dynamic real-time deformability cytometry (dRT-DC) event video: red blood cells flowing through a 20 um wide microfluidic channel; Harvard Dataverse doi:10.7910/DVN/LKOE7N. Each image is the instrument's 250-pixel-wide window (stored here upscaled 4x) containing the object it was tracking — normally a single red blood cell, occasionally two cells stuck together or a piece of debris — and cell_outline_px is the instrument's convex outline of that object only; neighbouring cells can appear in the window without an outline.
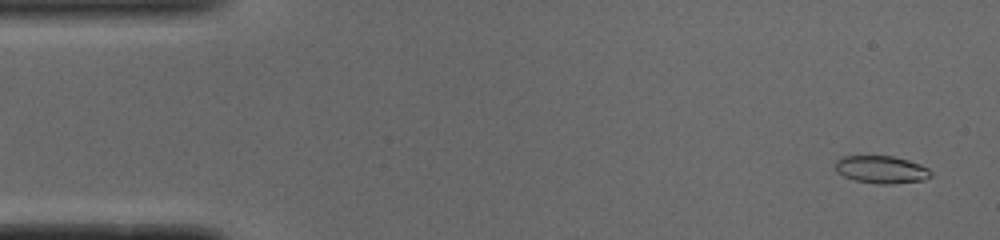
{"species": "common noctule bat (a hibernating species)", "species_latin": "Nyctalus noctula", "temperature_condition": "cold", "stored_images_in_passage": 51, "segment_of_instrument_passage": [1, 2], "camera_frame_rate_fps": 3000, "um_per_image_px": 0.085, "animal": {"sex": "male", "body_mass_g": 19.0, "forearm_length_mm": 50.8}, "frame": {"image": 1, "passage_image": 1, "time_ms": 0.0, "image_size_px": [1000, 240], "cell_outline_px": [[932, 176], [924, 180], [892, 184], [876, 184], [856, 180], [844, 176], [836, 168], [836, 160], [844, 156], [892, 156], [908, 160], [920, 164], [928, 168], [932, 172]], "centroid_in_image_um": [74.97, 14.41], "position_along_channel_um": 10.0, "area_um2": 15.26}}
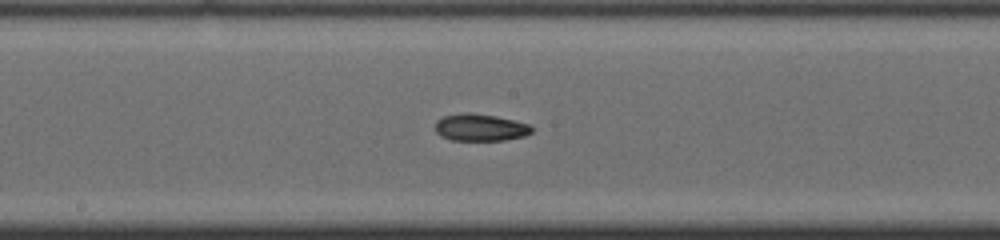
{"frame": {"image": 2, "passage_image": 25, "time_ms": 8.0, "image_size_px": [1000, 240], "cell_outline_px": [[532, 132], [524, 136], [504, 140], [452, 140], [440, 136], [436, 132], [436, 120], [444, 116], [464, 112], [468, 112], [496, 116], [528, 124], [532, 128]], "centroid_in_image_um": [40.79, 10.83], "position_along_channel_um": 207.4, "area_um2": 15.14}}
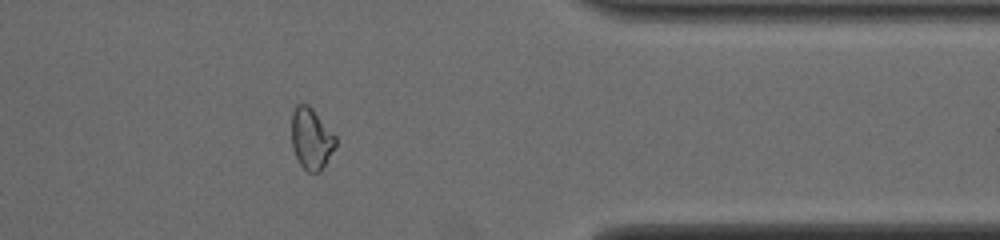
{"frame": {"image": 3, "passage_image": 40, "time_ms": 13.0, "image_size_px": [1000, 240], "cell_outline_px": [[336, 148], [320, 172], [308, 172], [300, 164], [296, 156], [292, 144], [292, 112], [296, 104], [308, 104], [312, 108], [336, 136]], "centroid_in_image_um": [26.47, 11.79], "position_along_channel_um": 384.9, "area_um2": 15.72}}